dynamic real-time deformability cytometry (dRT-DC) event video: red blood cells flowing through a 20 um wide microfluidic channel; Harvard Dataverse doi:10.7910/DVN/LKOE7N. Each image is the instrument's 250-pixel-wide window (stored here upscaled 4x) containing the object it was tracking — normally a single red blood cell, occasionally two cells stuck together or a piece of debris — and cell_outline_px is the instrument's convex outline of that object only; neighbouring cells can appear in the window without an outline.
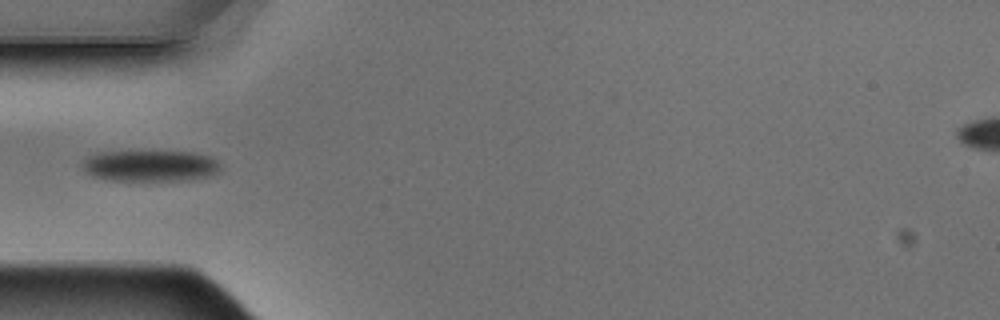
{"species": "Egyptian fruit bat (a non-hibernating species)", "species_latin": "Rousettus aegyptiacus", "temperature_condition": "warm", "stored_images_in_passage": 5, "camera_frame_rate_fps": 3000, "um_per_image_px": 0.085, "animal": {"sex": "male"}, "frame": {"image": 1, "passage_image": 5, "time_ms": 1.333, "image_size_px": [1000, 320], "cell_outline_px": [[220, 172], [212, 176], [188, 180], [108, 180], [92, 176], [84, 172], [80, 168], [80, 164], [88, 156], [100, 152], [192, 152], [212, 156], [220, 164]], "centroid_in_image_um": [12.77, 14.1], "position_along_channel_um": 72.2, "area_um2": 25.37}}